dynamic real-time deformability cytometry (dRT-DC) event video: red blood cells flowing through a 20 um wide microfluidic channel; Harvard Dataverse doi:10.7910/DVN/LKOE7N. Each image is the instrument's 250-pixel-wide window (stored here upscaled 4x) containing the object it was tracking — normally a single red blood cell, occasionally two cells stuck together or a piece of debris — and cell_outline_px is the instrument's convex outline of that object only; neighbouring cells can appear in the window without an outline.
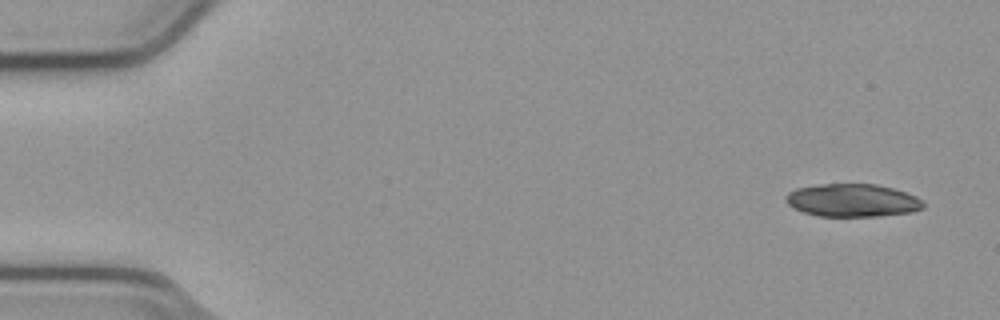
{"species": "common noctule bat (a hibernating species)", "species_latin": "Nyctalus noctula", "temperature_condition": "cold", "stored_images_in_passage": 22, "camera_frame_rate_fps": 3000, "um_per_image_px": 0.085, "animal": {"sex": "male", "body_mass_g": 23.1, "forearm_length_mm": 52.7}, "frame": {"image": 1, "passage_image": 1, "time_ms": 0.0, "image_size_px": [1000, 320], "cell_outline_px": [[924, 208], [912, 212], [880, 216], [820, 216], [804, 212], [788, 204], [784, 200], [784, 196], [788, 192], [796, 188], [820, 184], [876, 184], [892, 188], [916, 196], [924, 200]], "centroid_in_image_um": [72.47, 17.03], "position_along_channel_um": 12.5, "area_um2": 26.41}}
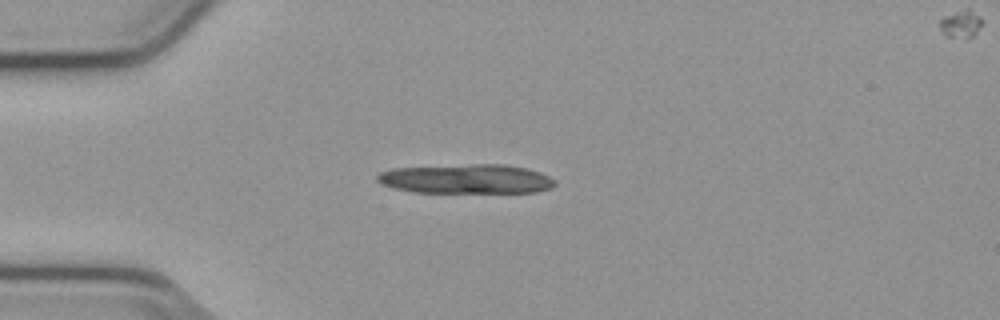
{"frame": {"image": 2, "passage_image": 12, "time_ms": 3.667, "image_size_px": [1000, 320], "cell_outline_px": [[556, 184], [552, 188], [536, 192], [412, 192], [392, 188], [380, 184], [376, 180], [376, 176], [380, 172], [392, 168], [472, 164], [504, 164], [524, 168], [540, 172], [556, 180]], "centroid_in_image_um": [39.61, 15.21], "position_along_channel_um": 45.4, "area_um2": 30.58}}